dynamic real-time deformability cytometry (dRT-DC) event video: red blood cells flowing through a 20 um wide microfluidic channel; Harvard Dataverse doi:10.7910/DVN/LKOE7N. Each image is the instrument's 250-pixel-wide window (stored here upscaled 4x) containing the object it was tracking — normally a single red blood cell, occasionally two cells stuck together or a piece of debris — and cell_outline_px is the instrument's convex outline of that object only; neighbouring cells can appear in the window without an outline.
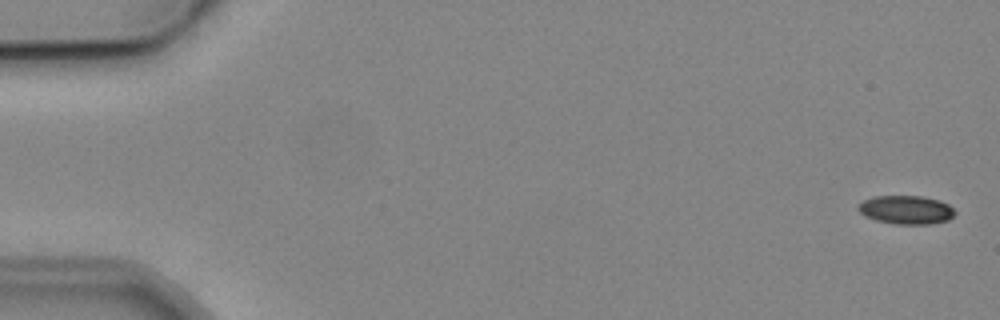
{"species": "common noctule bat (a hibernating species)", "species_latin": "Nyctalus noctula", "temperature_condition": "cold", "stored_images_in_passage": 5, "segment_of_instrument_passage": [2, 2], "camera_frame_rate_fps": 3000, "um_per_image_px": 0.085, "animal": {"sex": "male", "body_mass_g": 19.2, "forearm_length_mm": 51.8}, "frame": {"image": 1, "passage_image": 5, "time_ms": 5.667, "image_size_px": [1000, 320], "cell_outline_px": [[956, 212], [948, 220], [932, 224], [896, 224], [876, 220], [864, 216], [856, 208], [864, 200], [872, 196], [920, 196], [940, 200], [948, 204]], "centroid_in_image_um": [77.01, 17.83], "position_along_channel_um": 8.0, "area_um2": 16.13}}